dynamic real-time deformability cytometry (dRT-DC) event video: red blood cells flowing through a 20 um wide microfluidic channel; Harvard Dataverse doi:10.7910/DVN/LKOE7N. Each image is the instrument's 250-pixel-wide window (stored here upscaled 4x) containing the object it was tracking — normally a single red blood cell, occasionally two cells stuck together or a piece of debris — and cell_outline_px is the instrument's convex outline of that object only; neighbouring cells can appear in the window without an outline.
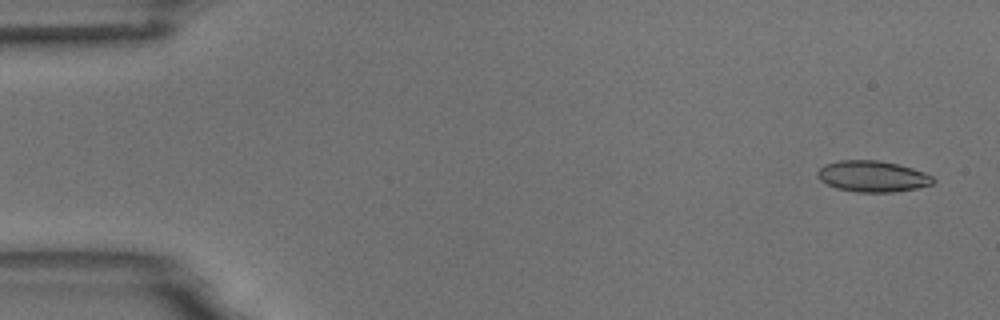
{"species": "common noctule bat (a hibernating species)", "species_latin": "Nyctalus noctula", "temperature_condition": "room temperature", "stored_images_in_passage": 5, "segment_of_instrument_passage": [1, 2], "camera_frame_rate_fps": 3000, "um_per_image_px": 0.085, "animal": {"sex": "male", "body_mass_g": 18.8}, "frame": {"image": 1, "passage_image": 1, "time_ms": 0.0, "image_size_px": [1000, 320], "cell_outline_px": [[936, 180], [932, 184], [916, 188], [892, 192], [856, 192], [836, 188], [820, 180], [816, 176], [816, 172], [824, 164], [840, 160], [880, 160], [912, 168], [924, 172], [932, 176]], "centroid_in_image_um": [74.14, 14.98], "position_along_channel_um": 10.9, "area_um2": 20.98}}